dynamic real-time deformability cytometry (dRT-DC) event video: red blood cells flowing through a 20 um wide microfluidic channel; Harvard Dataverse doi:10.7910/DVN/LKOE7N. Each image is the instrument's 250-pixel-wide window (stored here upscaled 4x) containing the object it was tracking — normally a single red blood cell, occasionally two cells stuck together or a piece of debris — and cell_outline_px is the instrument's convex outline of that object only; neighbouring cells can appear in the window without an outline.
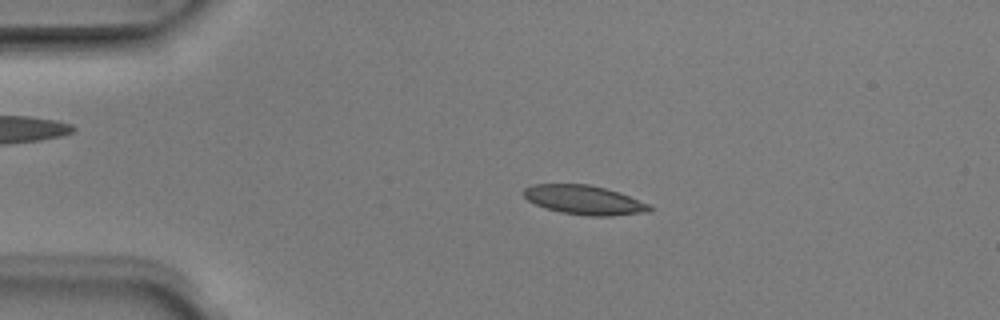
{"species": "Egyptian fruit bat (a non-hibernating species)", "species_latin": "Rousettus aegyptiacus", "temperature_condition": "room temperature", "stored_images_in_passage": 3, "camera_frame_rate_fps": 3000, "um_per_image_px": 0.085, "animal": {"sex": "male"}, "frame": {"image": 1, "passage_image": 2, "time_ms": 0.333, "image_size_px": [1000, 320], "cell_outline_px": [[652, 208], [648, 212], [612, 216], [588, 216], [560, 212], [544, 208], [528, 200], [520, 192], [524, 188], [532, 184], [588, 184], [620, 192], [648, 204]], "centroid_in_image_um": [49.61, 16.99], "position_along_channel_um": 35.4, "area_um2": 21.5}}